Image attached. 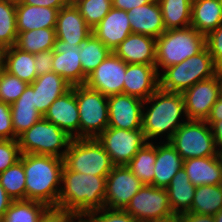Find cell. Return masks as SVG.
I'll return each mask as SVG.
<instances>
[{"label": "cell", "instance_id": "cell-54", "mask_svg": "<svg viewBox=\"0 0 222 222\" xmlns=\"http://www.w3.org/2000/svg\"><path fill=\"white\" fill-rule=\"evenodd\" d=\"M4 54L5 48L0 45V73L4 70Z\"/></svg>", "mask_w": 222, "mask_h": 222}, {"label": "cell", "instance_id": "cell-26", "mask_svg": "<svg viewBox=\"0 0 222 222\" xmlns=\"http://www.w3.org/2000/svg\"><path fill=\"white\" fill-rule=\"evenodd\" d=\"M154 164V186L166 189L172 178L183 168V159L169 141H158Z\"/></svg>", "mask_w": 222, "mask_h": 222}, {"label": "cell", "instance_id": "cell-25", "mask_svg": "<svg viewBox=\"0 0 222 222\" xmlns=\"http://www.w3.org/2000/svg\"><path fill=\"white\" fill-rule=\"evenodd\" d=\"M58 12L55 8L23 4L16 0L17 31L56 28Z\"/></svg>", "mask_w": 222, "mask_h": 222}, {"label": "cell", "instance_id": "cell-19", "mask_svg": "<svg viewBox=\"0 0 222 222\" xmlns=\"http://www.w3.org/2000/svg\"><path fill=\"white\" fill-rule=\"evenodd\" d=\"M159 88L155 65L127 64L123 94L147 100Z\"/></svg>", "mask_w": 222, "mask_h": 222}, {"label": "cell", "instance_id": "cell-47", "mask_svg": "<svg viewBox=\"0 0 222 222\" xmlns=\"http://www.w3.org/2000/svg\"><path fill=\"white\" fill-rule=\"evenodd\" d=\"M23 4L35 5V6H45L50 8H55L60 10L62 7L68 5L71 0H19Z\"/></svg>", "mask_w": 222, "mask_h": 222}, {"label": "cell", "instance_id": "cell-45", "mask_svg": "<svg viewBox=\"0 0 222 222\" xmlns=\"http://www.w3.org/2000/svg\"><path fill=\"white\" fill-rule=\"evenodd\" d=\"M34 58L37 76L53 72L52 61L54 59V52L52 50L36 53L34 54Z\"/></svg>", "mask_w": 222, "mask_h": 222}, {"label": "cell", "instance_id": "cell-22", "mask_svg": "<svg viewBox=\"0 0 222 222\" xmlns=\"http://www.w3.org/2000/svg\"><path fill=\"white\" fill-rule=\"evenodd\" d=\"M131 31L134 34L158 38L166 31L161 8L157 0L127 11Z\"/></svg>", "mask_w": 222, "mask_h": 222}, {"label": "cell", "instance_id": "cell-57", "mask_svg": "<svg viewBox=\"0 0 222 222\" xmlns=\"http://www.w3.org/2000/svg\"><path fill=\"white\" fill-rule=\"evenodd\" d=\"M215 222H222V209L214 215Z\"/></svg>", "mask_w": 222, "mask_h": 222}, {"label": "cell", "instance_id": "cell-9", "mask_svg": "<svg viewBox=\"0 0 222 222\" xmlns=\"http://www.w3.org/2000/svg\"><path fill=\"white\" fill-rule=\"evenodd\" d=\"M169 142L183 160L218 155L211 127L204 120H186Z\"/></svg>", "mask_w": 222, "mask_h": 222}, {"label": "cell", "instance_id": "cell-15", "mask_svg": "<svg viewBox=\"0 0 222 222\" xmlns=\"http://www.w3.org/2000/svg\"><path fill=\"white\" fill-rule=\"evenodd\" d=\"M144 101L138 97L117 94L108 97V127L138 130L142 129Z\"/></svg>", "mask_w": 222, "mask_h": 222}, {"label": "cell", "instance_id": "cell-50", "mask_svg": "<svg viewBox=\"0 0 222 222\" xmlns=\"http://www.w3.org/2000/svg\"><path fill=\"white\" fill-rule=\"evenodd\" d=\"M180 222H215L214 215L186 212L180 214Z\"/></svg>", "mask_w": 222, "mask_h": 222}, {"label": "cell", "instance_id": "cell-6", "mask_svg": "<svg viewBox=\"0 0 222 222\" xmlns=\"http://www.w3.org/2000/svg\"><path fill=\"white\" fill-rule=\"evenodd\" d=\"M63 163L68 170L100 177H107L115 166L97 138L73 139Z\"/></svg>", "mask_w": 222, "mask_h": 222}, {"label": "cell", "instance_id": "cell-49", "mask_svg": "<svg viewBox=\"0 0 222 222\" xmlns=\"http://www.w3.org/2000/svg\"><path fill=\"white\" fill-rule=\"evenodd\" d=\"M152 0H112L113 8L129 11L135 7H139L150 3Z\"/></svg>", "mask_w": 222, "mask_h": 222}, {"label": "cell", "instance_id": "cell-55", "mask_svg": "<svg viewBox=\"0 0 222 222\" xmlns=\"http://www.w3.org/2000/svg\"><path fill=\"white\" fill-rule=\"evenodd\" d=\"M70 222H90L84 215H76Z\"/></svg>", "mask_w": 222, "mask_h": 222}, {"label": "cell", "instance_id": "cell-21", "mask_svg": "<svg viewBox=\"0 0 222 222\" xmlns=\"http://www.w3.org/2000/svg\"><path fill=\"white\" fill-rule=\"evenodd\" d=\"M113 53L127 64L155 65L156 39L142 34H129Z\"/></svg>", "mask_w": 222, "mask_h": 222}, {"label": "cell", "instance_id": "cell-20", "mask_svg": "<svg viewBox=\"0 0 222 222\" xmlns=\"http://www.w3.org/2000/svg\"><path fill=\"white\" fill-rule=\"evenodd\" d=\"M92 33L112 52L132 34L127 11L111 8Z\"/></svg>", "mask_w": 222, "mask_h": 222}, {"label": "cell", "instance_id": "cell-14", "mask_svg": "<svg viewBox=\"0 0 222 222\" xmlns=\"http://www.w3.org/2000/svg\"><path fill=\"white\" fill-rule=\"evenodd\" d=\"M220 94V82L216 75L185 90L182 95L187 118L205 121Z\"/></svg>", "mask_w": 222, "mask_h": 222}, {"label": "cell", "instance_id": "cell-58", "mask_svg": "<svg viewBox=\"0 0 222 222\" xmlns=\"http://www.w3.org/2000/svg\"><path fill=\"white\" fill-rule=\"evenodd\" d=\"M219 82H220V93L222 95V80H219Z\"/></svg>", "mask_w": 222, "mask_h": 222}, {"label": "cell", "instance_id": "cell-38", "mask_svg": "<svg viewBox=\"0 0 222 222\" xmlns=\"http://www.w3.org/2000/svg\"><path fill=\"white\" fill-rule=\"evenodd\" d=\"M17 34L16 0H0V45L14 46Z\"/></svg>", "mask_w": 222, "mask_h": 222}, {"label": "cell", "instance_id": "cell-40", "mask_svg": "<svg viewBox=\"0 0 222 222\" xmlns=\"http://www.w3.org/2000/svg\"><path fill=\"white\" fill-rule=\"evenodd\" d=\"M27 86L28 83L3 70L0 73V101L13 104Z\"/></svg>", "mask_w": 222, "mask_h": 222}, {"label": "cell", "instance_id": "cell-42", "mask_svg": "<svg viewBox=\"0 0 222 222\" xmlns=\"http://www.w3.org/2000/svg\"><path fill=\"white\" fill-rule=\"evenodd\" d=\"M85 216L90 222H138L125 210L109 209L106 207Z\"/></svg>", "mask_w": 222, "mask_h": 222}, {"label": "cell", "instance_id": "cell-8", "mask_svg": "<svg viewBox=\"0 0 222 222\" xmlns=\"http://www.w3.org/2000/svg\"><path fill=\"white\" fill-rule=\"evenodd\" d=\"M79 138H97L109 123L108 97L85 85H75Z\"/></svg>", "mask_w": 222, "mask_h": 222}, {"label": "cell", "instance_id": "cell-13", "mask_svg": "<svg viewBox=\"0 0 222 222\" xmlns=\"http://www.w3.org/2000/svg\"><path fill=\"white\" fill-rule=\"evenodd\" d=\"M143 185L126 165L114 166L106 177L104 207L124 210Z\"/></svg>", "mask_w": 222, "mask_h": 222}, {"label": "cell", "instance_id": "cell-2", "mask_svg": "<svg viewBox=\"0 0 222 222\" xmlns=\"http://www.w3.org/2000/svg\"><path fill=\"white\" fill-rule=\"evenodd\" d=\"M26 176V200L58 208L63 159L54 156L21 154Z\"/></svg>", "mask_w": 222, "mask_h": 222}, {"label": "cell", "instance_id": "cell-37", "mask_svg": "<svg viewBox=\"0 0 222 222\" xmlns=\"http://www.w3.org/2000/svg\"><path fill=\"white\" fill-rule=\"evenodd\" d=\"M25 179L26 176L21 160L0 173V184L13 201L26 200Z\"/></svg>", "mask_w": 222, "mask_h": 222}, {"label": "cell", "instance_id": "cell-41", "mask_svg": "<svg viewBox=\"0 0 222 222\" xmlns=\"http://www.w3.org/2000/svg\"><path fill=\"white\" fill-rule=\"evenodd\" d=\"M21 154L18 140L0 139V173L19 161Z\"/></svg>", "mask_w": 222, "mask_h": 222}, {"label": "cell", "instance_id": "cell-51", "mask_svg": "<svg viewBox=\"0 0 222 222\" xmlns=\"http://www.w3.org/2000/svg\"><path fill=\"white\" fill-rule=\"evenodd\" d=\"M222 120V95L218 97V100L212 106V109L205 121H220Z\"/></svg>", "mask_w": 222, "mask_h": 222}, {"label": "cell", "instance_id": "cell-24", "mask_svg": "<svg viewBox=\"0 0 222 222\" xmlns=\"http://www.w3.org/2000/svg\"><path fill=\"white\" fill-rule=\"evenodd\" d=\"M183 168L195 187L220 185L222 181V162L219 155L183 160Z\"/></svg>", "mask_w": 222, "mask_h": 222}, {"label": "cell", "instance_id": "cell-17", "mask_svg": "<svg viewBox=\"0 0 222 222\" xmlns=\"http://www.w3.org/2000/svg\"><path fill=\"white\" fill-rule=\"evenodd\" d=\"M52 51V70L72 86L83 85V70L80 62V46L55 39Z\"/></svg>", "mask_w": 222, "mask_h": 222}, {"label": "cell", "instance_id": "cell-30", "mask_svg": "<svg viewBox=\"0 0 222 222\" xmlns=\"http://www.w3.org/2000/svg\"><path fill=\"white\" fill-rule=\"evenodd\" d=\"M34 54L24 52L15 46L5 49L4 70L31 84L37 77Z\"/></svg>", "mask_w": 222, "mask_h": 222}, {"label": "cell", "instance_id": "cell-10", "mask_svg": "<svg viewBox=\"0 0 222 222\" xmlns=\"http://www.w3.org/2000/svg\"><path fill=\"white\" fill-rule=\"evenodd\" d=\"M97 140L103 145L115 166L127 165L148 142L142 129L124 130L107 127Z\"/></svg>", "mask_w": 222, "mask_h": 222}, {"label": "cell", "instance_id": "cell-32", "mask_svg": "<svg viewBox=\"0 0 222 222\" xmlns=\"http://www.w3.org/2000/svg\"><path fill=\"white\" fill-rule=\"evenodd\" d=\"M17 32V39L14 46L31 54L52 50L56 39L55 28H42Z\"/></svg>", "mask_w": 222, "mask_h": 222}, {"label": "cell", "instance_id": "cell-11", "mask_svg": "<svg viewBox=\"0 0 222 222\" xmlns=\"http://www.w3.org/2000/svg\"><path fill=\"white\" fill-rule=\"evenodd\" d=\"M138 222H145L173 213L165 188L144 184L124 209Z\"/></svg>", "mask_w": 222, "mask_h": 222}, {"label": "cell", "instance_id": "cell-48", "mask_svg": "<svg viewBox=\"0 0 222 222\" xmlns=\"http://www.w3.org/2000/svg\"><path fill=\"white\" fill-rule=\"evenodd\" d=\"M205 122L211 127L218 155L222 154V120Z\"/></svg>", "mask_w": 222, "mask_h": 222}, {"label": "cell", "instance_id": "cell-29", "mask_svg": "<svg viewBox=\"0 0 222 222\" xmlns=\"http://www.w3.org/2000/svg\"><path fill=\"white\" fill-rule=\"evenodd\" d=\"M195 189L184 168H181L166 188L173 213L183 214L190 211Z\"/></svg>", "mask_w": 222, "mask_h": 222}, {"label": "cell", "instance_id": "cell-28", "mask_svg": "<svg viewBox=\"0 0 222 222\" xmlns=\"http://www.w3.org/2000/svg\"><path fill=\"white\" fill-rule=\"evenodd\" d=\"M221 24L220 0H192L191 27L206 36Z\"/></svg>", "mask_w": 222, "mask_h": 222}, {"label": "cell", "instance_id": "cell-44", "mask_svg": "<svg viewBox=\"0 0 222 222\" xmlns=\"http://www.w3.org/2000/svg\"><path fill=\"white\" fill-rule=\"evenodd\" d=\"M0 139L15 140L10 104L0 101Z\"/></svg>", "mask_w": 222, "mask_h": 222}, {"label": "cell", "instance_id": "cell-34", "mask_svg": "<svg viewBox=\"0 0 222 222\" xmlns=\"http://www.w3.org/2000/svg\"><path fill=\"white\" fill-rule=\"evenodd\" d=\"M112 51L93 33L80 45V62L83 70V85L90 73L95 70Z\"/></svg>", "mask_w": 222, "mask_h": 222}, {"label": "cell", "instance_id": "cell-56", "mask_svg": "<svg viewBox=\"0 0 222 222\" xmlns=\"http://www.w3.org/2000/svg\"><path fill=\"white\" fill-rule=\"evenodd\" d=\"M215 75L219 80H222V62L216 65Z\"/></svg>", "mask_w": 222, "mask_h": 222}, {"label": "cell", "instance_id": "cell-1", "mask_svg": "<svg viewBox=\"0 0 222 222\" xmlns=\"http://www.w3.org/2000/svg\"><path fill=\"white\" fill-rule=\"evenodd\" d=\"M186 120L188 118L182 93L158 88L144 100L142 130L148 142L169 141Z\"/></svg>", "mask_w": 222, "mask_h": 222}, {"label": "cell", "instance_id": "cell-52", "mask_svg": "<svg viewBox=\"0 0 222 222\" xmlns=\"http://www.w3.org/2000/svg\"><path fill=\"white\" fill-rule=\"evenodd\" d=\"M12 201L13 200L7 195L5 189L0 184V222Z\"/></svg>", "mask_w": 222, "mask_h": 222}, {"label": "cell", "instance_id": "cell-4", "mask_svg": "<svg viewBox=\"0 0 222 222\" xmlns=\"http://www.w3.org/2000/svg\"><path fill=\"white\" fill-rule=\"evenodd\" d=\"M205 47V35L191 26L166 30L156 38L155 66L158 74L198 54Z\"/></svg>", "mask_w": 222, "mask_h": 222}, {"label": "cell", "instance_id": "cell-35", "mask_svg": "<svg viewBox=\"0 0 222 222\" xmlns=\"http://www.w3.org/2000/svg\"><path fill=\"white\" fill-rule=\"evenodd\" d=\"M222 209V190L220 185H202L195 189L189 212L215 215Z\"/></svg>", "mask_w": 222, "mask_h": 222}, {"label": "cell", "instance_id": "cell-59", "mask_svg": "<svg viewBox=\"0 0 222 222\" xmlns=\"http://www.w3.org/2000/svg\"><path fill=\"white\" fill-rule=\"evenodd\" d=\"M219 158H220V160H221V162H222V154H219Z\"/></svg>", "mask_w": 222, "mask_h": 222}, {"label": "cell", "instance_id": "cell-46", "mask_svg": "<svg viewBox=\"0 0 222 222\" xmlns=\"http://www.w3.org/2000/svg\"><path fill=\"white\" fill-rule=\"evenodd\" d=\"M76 215L59 208H49L39 222H70Z\"/></svg>", "mask_w": 222, "mask_h": 222}, {"label": "cell", "instance_id": "cell-36", "mask_svg": "<svg viewBox=\"0 0 222 222\" xmlns=\"http://www.w3.org/2000/svg\"><path fill=\"white\" fill-rule=\"evenodd\" d=\"M49 207L38 201H12L1 222H39Z\"/></svg>", "mask_w": 222, "mask_h": 222}, {"label": "cell", "instance_id": "cell-16", "mask_svg": "<svg viewBox=\"0 0 222 222\" xmlns=\"http://www.w3.org/2000/svg\"><path fill=\"white\" fill-rule=\"evenodd\" d=\"M43 118L58 126L73 139L79 138V111L75 86L58 97L43 115Z\"/></svg>", "mask_w": 222, "mask_h": 222}, {"label": "cell", "instance_id": "cell-7", "mask_svg": "<svg viewBox=\"0 0 222 222\" xmlns=\"http://www.w3.org/2000/svg\"><path fill=\"white\" fill-rule=\"evenodd\" d=\"M17 140L22 154L54 156L63 159L73 138L42 117Z\"/></svg>", "mask_w": 222, "mask_h": 222}, {"label": "cell", "instance_id": "cell-39", "mask_svg": "<svg viewBox=\"0 0 222 222\" xmlns=\"http://www.w3.org/2000/svg\"><path fill=\"white\" fill-rule=\"evenodd\" d=\"M87 25L94 29L113 7L112 0H71Z\"/></svg>", "mask_w": 222, "mask_h": 222}, {"label": "cell", "instance_id": "cell-12", "mask_svg": "<svg viewBox=\"0 0 222 222\" xmlns=\"http://www.w3.org/2000/svg\"><path fill=\"white\" fill-rule=\"evenodd\" d=\"M127 63L113 52L86 78L85 86L104 96L123 94Z\"/></svg>", "mask_w": 222, "mask_h": 222}, {"label": "cell", "instance_id": "cell-23", "mask_svg": "<svg viewBox=\"0 0 222 222\" xmlns=\"http://www.w3.org/2000/svg\"><path fill=\"white\" fill-rule=\"evenodd\" d=\"M33 87L34 106L42 115L60 96L72 88V85L55 72L37 76L30 84Z\"/></svg>", "mask_w": 222, "mask_h": 222}, {"label": "cell", "instance_id": "cell-3", "mask_svg": "<svg viewBox=\"0 0 222 222\" xmlns=\"http://www.w3.org/2000/svg\"><path fill=\"white\" fill-rule=\"evenodd\" d=\"M106 177L92 176L62 169L58 208L87 215L105 206Z\"/></svg>", "mask_w": 222, "mask_h": 222}, {"label": "cell", "instance_id": "cell-31", "mask_svg": "<svg viewBox=\"0 0 222 222\" xmlns=\"http://www.w3.org/2000/svg\"><path fill=\"white\" fill-rule=\"evenodd\" d=\"M166 30L190 27L192 0H157Z\"/></svg>", "mask_w": 222, "mask_h": 222}, {"label": "cell", "instance_id": "cell-18", "mask_svg": "<svg viewBox=\"0 0 222 222\" xmlns=\"http://www.w3.org/2000/svg\"><path fill=\"white\" fill-rule=\"evenodd\" d=\"M55 32L57 39L80 46L91 35L92 29L71 1L59 10Z\"/></svg>", "mask_w": 222, "mask_h": 222}, {"label": "cell", "instance_id": "cell-53", "mask_svg": "<svg viewBox=\"0 0 222 222\" xmlns=\"http://www.w3.org/2000/svg\"><path fill=\"white\" fill-rule=\"evenodd\" d=\"M145 222H180V214L171 213L169 215L158 217L156 219L148 220Z\"/></svg>", "mask_w": 222, "mask_h": 222}, {"label": "cell", "instance_id": "cell-43", "mask_svg": "<svg viewBox=\"0 0 222 222\" xmlns=\"http://www.w3.org/2000/svg\"><path fill=\"white\" fill-rule=\"evenodd\" d=\"M205 45L215 66L222 62V24L205 36Z\"/></svg>", "mask_w": 222, "mask_h": 222}, {"label": "cell", "instance_id": "cell-5", "mask_svg": "<svg viewBox=\"0 0 222 222\" xmlns=\"http://www.w3.org/2000/svg\"><path fill=\"white\" fill-rule=\"evenodd\" d=\"M215 69L212 56L205 47L181 63L165 68L159 74V88L167 92L183 93L197 82L215 76Z\"/></svg>", "mask_w": 222, "mask_h": 222}, {"label": "cell", "instance_id": "cell-33", "mask_svg": "<svg viewBox=\"0 0 222 222\" xmlns=\"http://www.w3.org/2000/svg\"><path fill=\"white\" fill-rule=\"evenodd\" d=\"M156 142H147L126 165L143 183L154 185Z\"/></svg>", "mask_w": 222, "mask_h": 222}, {"label": "cell", "instance_id": "cell-27", "mask_svg": "<svg viewBox=\"0 0 222 222\" xmlns=\"http://www.w3.org/2000/svg\"><path fill=\"white\" fill-rule=\"evenodd\" d=\"M10 109L15 140L43 117L34 106L33 87L30 84L20 97L10 105Z\"/></svg>", "mask_w": 222, "mask_h": 222}]
</instances>
